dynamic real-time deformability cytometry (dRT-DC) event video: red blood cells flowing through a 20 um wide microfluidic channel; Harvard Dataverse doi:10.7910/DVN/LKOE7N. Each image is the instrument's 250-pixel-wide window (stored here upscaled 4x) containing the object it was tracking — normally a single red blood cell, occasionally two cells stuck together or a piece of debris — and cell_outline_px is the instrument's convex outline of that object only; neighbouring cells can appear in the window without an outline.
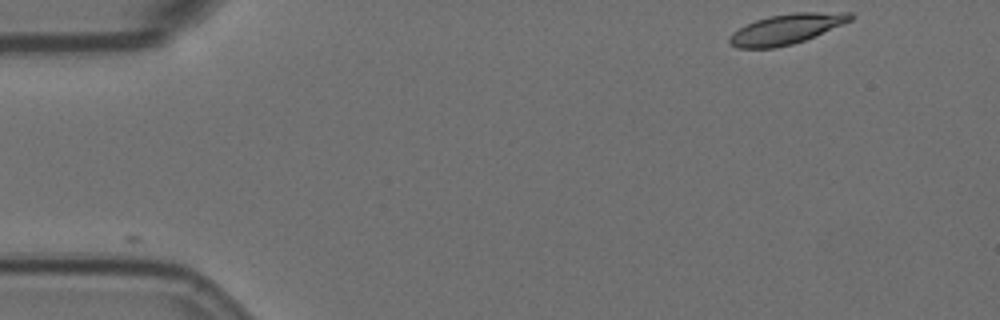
{"species": "Egyptian fruit bat (a non-hibernating species)", "species_latin": "Rousettus aegyptiacus", "temperature_condition": "room temperature", "stored_images_in_passage": 2, "camera_frame_rate_fps": 3000, "um_per_image_px": 0.085, "animal": {"sex": "female"}, "frame": {"image": 1, "passage_image": 1, "time_ms": 0.0, "image_size_px": [1000, 320], "cell_outline_px": [[856, 16], [852, 20], [804, 40], [792, 44], [776, 48], [736, 48], [728, 40], [728, 36], [732, 32], [756, 20], [768, 16], [792, 12], [852, 12]], "centroid_in_image_um": [66.85, 2.46], "position_along_channel_um": 18.1, "area_um2": 21.21}}